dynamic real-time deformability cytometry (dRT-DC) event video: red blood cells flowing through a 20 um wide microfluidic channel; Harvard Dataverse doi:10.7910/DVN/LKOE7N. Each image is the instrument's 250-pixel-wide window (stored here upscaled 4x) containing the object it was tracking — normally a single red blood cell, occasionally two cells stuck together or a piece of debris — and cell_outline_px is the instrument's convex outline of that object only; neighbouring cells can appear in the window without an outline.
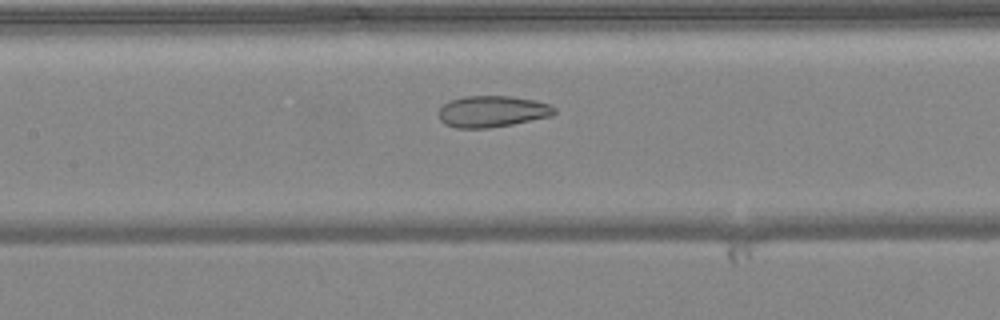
{"species": "common noctule bat (a hibernating species)", "species_latin": "Nyctalus noctula", "temperature_condition": "warm", "stored_images_in_passage": 50, "camera_frame_rate_fps": 3000, "um_per_image_px": 0.085, "animal": {"sex": "female", "body_mass_g": 24.6, "forearm_length_mm": 56.2}, "frame": {"image": 1, "passage_image": 23, "time_ms": 7.333, "image_size_px": [1000, 320], "cell_outline_px": [[556, 112], [552, 116], [512, 124], [488, 128], [456, 128], [444, 124], [440, 120], [436, 112], [444, 104], [452, 100], [464, 96], [512, 96], [536, 100], [548, 104], [556, 108]], "centroid_in_image_um": [41.82, 9.47], "position_along_channel_um": 165.6, "area_um2": 21.33}}
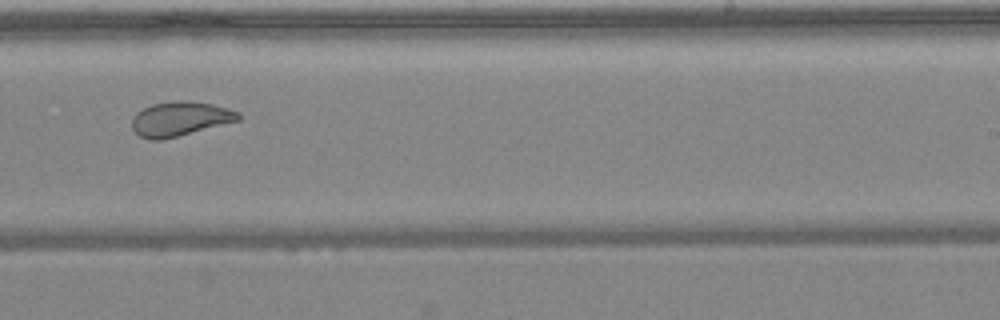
{"frame": {"image": 2, "passage_image": 31, "time_ms": 10.0, "image_size_px": [1000, 320], "cell_outline_px": [[240, 120], [160, 140], [152, 140], [140, 136], [132, 128], [132, 120], [136, 112], [152, 104], [176, 100], [184, 100], [212, 104], [240, 112]], "centroid_in_image_um": [15.29, 10.09], "position_along_channel_um": 273.7, "area_um2": 21.04}}
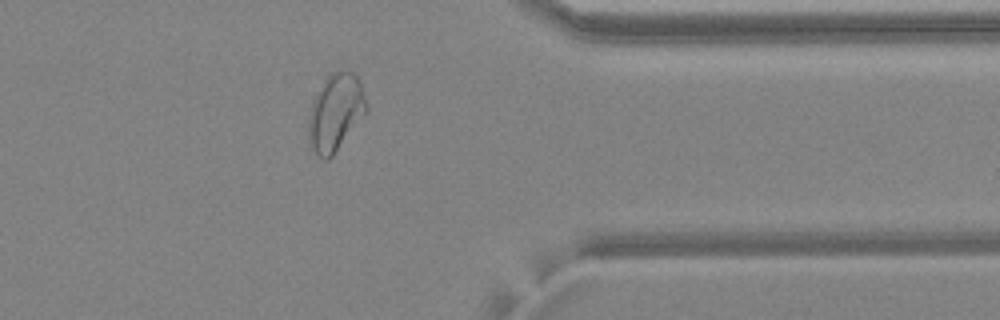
{"frame": {"image": 3, "passage_image": 40, "time_ms": 13.0, "image_size_px": [1000, 320], "cell_outline_px": [[368, 108], [332, 156], [328, 160], [324, 160], [316, 152], [308, 140], [308, 116], [312, 100], [316, 92], [328, 72], [340, 68], [348, 68], [360, 80], [368, 104]], "centroid_in_image_um": [28.5, 9.45], "position_along_channel_um": 382.9, "area_um2": 26.24}, "authors_computed_cell_mechanics": {"area_um2": 26.6458, "velocity_mm_per_s": 4.0848, "shape_relaxation_time_tau1_ms": null, "shape_relaxation_time_tau2_ms": 1.434, "deformation_change_tau1": null, "deformation_change_tau2": 0.073}}